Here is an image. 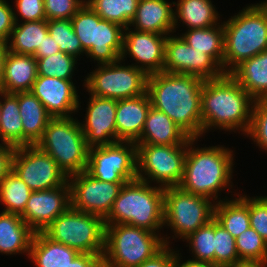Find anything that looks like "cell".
Here are the masks:
<instances>
[{"label":"cell","instance_id":"19","mask_svg":"<svg viewBox=\"0 0 267 267\" xmlns=\"http://www.w3.org/2000/svg\"><path fill=\"white\" fill-rule=\"evenodd\" d=\"M76 88L72 80L37 76L30 92L40 100L52 117H71L81 110Z\"/></svg>","mask_w":267,"mask_h":267},{"label":"cell","instance_id":"22","mask_svg":"<svg viewBox=\"0 0 267 267\" xmlns=\"http://www.w3.org/2000/svg\"><path fill=\"white\" fill-rule=\"evenodd\" d=\"M190 139L165 113L151 106L140 139L135 144L188 145Z\"/></svg>","mask_w":267,"mask_h":267},{"label":"cell","instance_id":"5","mask_svg":"<svg viewBox=\"0 0 267 267\" xmlns=\"http://www.w3.org/2000/svg\"><path fill=\"white\" fill-rule=\"evenodd\" d=\"M163 208L164 188L136 178L123 185L104 221L105 224H128L161 234Z\"/></svg>","mask_w":267,"mask_h":267},{"label":"cell","instance_id":"26","mask_svg":"<svg viewBox=\"0 0 267 267\" xmlns=\"http://www.w3.org/2000/svg\"><path fill=\"white\" fill-rule=\"evenodd\" d=\"M35 232L20 215L0 213V253L6 255L25 254L29 257Z\"/></svg>","mask_w":267,"mask_h":267},{"label":"cell","instance_id":"38","mask_svg":"<svg viewBox=\"0 0 267 267\" xmlns=\"http://www.w3.org/2000/svg\"><path fill=\"white\" fill-rule=\"evenodd\" d=\"M35 58L38 76L55 77L63 80H73L74 71L77 69L75 66L79 60L61 51L47 57Z\"/></svg>","mask_w":267,"mask_h":267},{"label":"cell","instance_id":"10","mask_svg":"<svg viewBox=\"0 0 267 267\" xmlns=\"http://www.w3.org/2000/svg\"><path fill=\"white\" fill-rule=\"evenodd\" d=\"M115 63L95 65L83 80L85 90L97 97L115 100L138 97L147 92L148 75L133 65Z\"/></svg>","mask_w":267,"mask_h":267},{"label":"cell","instance_id":"30","mask_svg":"<svg viewBox=\"0 0 267 267\" xmlns=\"http://www.w3.org/2000/svg\"><path fill=\"white\" fill-rule=\"evenodd\" d=\"M212 3L211 0L174 1V32L181 22L182 26L186 25L187 30L209 28L219 24L222 20H220L217 8Z\"/></svg>","mask_w":267,"mask_h":267},{"label":"cell","instance_id":"20","mask_svg":"<svg viewBox=\"0 0 267 267\" xmlns=\"http://www.w3.org/2000/svg\"><path fill=\"white\" fill-rule=\"evenodd\" d=\"M151 106L147 92L138 97L118 100L116 109L117 142L136 143L140 139Z\"/></svg>","mask_w":267,"mask_h":267},{"label":"cell","instance_id":"17","mask_svg":"<svg viewBox=\"0 0 267 267\" xmlns=\"http://www.w3.org/2000/svg\"><path fill=\"white\" fill-rule=\"evenodd\" d=\"M71 206L70 185L32 191L21 218L35 232H43Z\"/></svg>","mask_w":267,"mask_h":267},{"label":"cell","instance_id":"52","mask_svg":"<svg viewBox=\"0 0 267 267\" xmlns=\"http://www.w3.org/2000/svg\"><path fill=\"white\" fill-rule=\"evenodd\" d=\"M7 52H8L7 42L0 40V89L4 77V68H5Z\"/></svg>","mask_w":267,"mask_h":267},{"label":"cell","instance_id":"8","mask_svg":"<svg viewBox=\"0 0 267 267\" xmlns=\"http://www.w3.org/2000/svg\"><path fill=\"white\" fill-rule=\"evenodd\" d=\"M50 239L80 253L103 256L105 221L102 217L76 210L71 206L44 231Z\"/></svg>","mask_w":267,"mask_h":267},{"label":"cell","instance_id":"23","mask_svg":"<svg viewBox=\"0 0 267 267\" xmlns=\"http://www.w3.org/2000/svg\"><path fill=\"white\" fill-rule=\"evenodd\" d=\"M37 76V61L33 55L16 54L8 51L0 91L9 94L29 92Z\"/></svg>","mask_w":267,"mask_h":267},{"label":"cell","instance_id":"48","mask_svg":"<svg viewBox=\"0 0 267 267\" xmlns=\"http://www.w3.org/2000/svg\"><path fill=\"white\" fill-rule=\"evenodd\" d=\"M14 151V147L0 144V182L12 170Z\"/></svg>","mask_w":267,"mask_h":267},{"label":"cell","instance_id":"25","mask_svg":"<svg viewBox=\"0 0 267 267\" xmlns=\"http://www.w3.org/2000/svg\"><path fill=\"white\" fill-rule=\"evenodd\" d=\"M23 126V146L36 145L52 116L32 92L15 93Z\"/></svg>","mask_w":267,"mask_h":267},{"label":"cell","instance_id":"13","mask_svg":"<svg viewBox=\"0 0 267 267\" xmlns=\"http://www.w3.org/2000/svg\"><path fill=\"white\" fill-rule=\"evenodd\" d=\"M12 170L32 191L54 189L68 182L67 174L37 145L16 147Z\"/></svg>","mask_w":267,"mask_h":267},{"label":"cell","instance_id":"54","mask_svg":"<svg viewBox=\"0 0 267 267\" xmlns=\"http://www.w3.org/2000/svg\"><path fill=\"white\" fill-rule=\"evenodd\" d=\"M1 113H2V112H1V102H0V120H1Z\"/></svg>","mask_w":267,"mask_h":267},{"label":"cell","instance_id":"15","mask_svg":"<svg viewBox=\"0 0 267 267\" xmlns=\"http://www.w3.org/2000/svg\"><path fill=\"white\" fill-rule=\"evenodd\" d=\"M163 72L194 75L204 80L217 79L225 73L208 54L189 46L179 35H167Z\"/></svg>","mask_w":267,"mask_h":267},{"label":"cell","instance_id":"43","mask_svg":"<svg viewBox=\"0 0 267 267\" xmlns=\"http://www.w3.org/2000/svg\"><path fill=\"white\" fill-rule=\"evenodd\" d=\"M46 20L71 19L86 0H43Z\"/></svg>","mask_w":267,"mask_h":267},{"label":"cell","instance_id":"29","mask_svg":"<svg viewBox=\"0 0 267 267\" xmlns=\"http://www.w3.org/2000/svg\"><path fill=\"white\" fill-rule=\"evenodd\" d=\"M235 197V199H233ZM215 203L214 219L235 239L251 227L249 216V195L238 194ZM238 196V197H237ZM231 199V200H230Z\"/></svg>","mask_w":267,"mask_h":267},{"label":"cell","instance_id":"39","mask_svg":"<svg viewBox=\"0 0 267 267\" xmlns=\"http://www.w3.org/2000/svg\"><path fill=\"white\" fill-rule=\"evenodd\" d=\"M101 20V17L87 2L71 18L75 34L86 53L91 48L92 44H95L96 25Z\"/></svg>","mask_w":267,"mask_h":267},{"label":"cell","instance_id":"9","mask_svg":"<svg viewBox=\"0 0 267 267\" xmlns=\"http://www.w3.org/2000/svg\"><path fill=\"white\" fill-rule=\"evenodd\" d=\"M215 202L182 190L164 188V227L171 228L172 239L184 240L199 227L214 219Z\"/></svg>","mask_w":267,"mask_h":267},{"label":"cell","instance_id":"32","mask_svg":"<svg viewBox=\"0 0 267 267\" xmlns=\"http://www.w3.org/2000/svg\"><path fill=\"white\" fill-rule=\"evenodd\" d=\"M20 23V24H19ZM15 23L7 42L9 52L34 55L48 34L47 20Z\"/></svg>","mask_w":267,"mask_h":267},{"label":"cell","instance_id":"50","mask_svg":"<svg viewBox=\"0 0 267 267\" xmlns=\"http://www.w3.org/2000/svg\"><path fill=\"white\" fill-rule=\"evenodd\" d=\"M59 45L54 41L51 35L48 33L42 42V44L37 47L34 57H47L59 52Z\"/></svg>","mask_w":267,"mask_h":267},{"label":"cell","instance_id":"53","mask_svg":"<svg viewBox=\"0 0 267 267\" xmlns=\"http://www.w3.org/2000/svg\"><path fill=\"white\" fill-rule=\"evenodd\" d=\"M230 267H267V263L242 261Z\"/></svg>","mask_w":267,"mask_h":267},{"label":"cell","instance_id":"14","mask_svg":"<svg viewBox=\"0 0 267 267\" xmlns=\"http://www.w3.org/2000/svg\"><path fill=\"white\" fill-rule=\"evenodd\" d=\"M71 207L105 219L125 183H110L93 178L86 171L70 175Z\"/></svg>","mask_w":267,"mask_h":267},{"label":"cell","instance_id":"41","mask_svg":"<svg viewBox=\"0 0 267 267\" xmlns=\"http://www.w3.org/2000/svg\"><path fill=\"white\" fill-rule=\"evenodd\" d=\"M240 262L235 238L215 220V266L230 267Z\"/></svg>","mask_w":267,"mask_h":267},{"label":"cell","instance_id":"27","mask_svg":"<svg viewBox=\"0 0 267 267\" xmlns=\"http://www.w3.org/2000/svg\"><path fill=\"white\" fill-rule=\"evenodd\" d=\"M76 249L53 241L44 232L34 234L29 259L36 267H66L78 255Z\"/></svg>","mask_w":267,"mask_h":267},{"label":"cell","instance_id":"2","mask_svg":"<svg viewBox=\"0 0 267 267\" xmlns=\"http://www.w3.org/2000/svg\"><path fill=\"white\" fill-rule=\"evenodd\" d=\"M254 101L230 74L205 80L201 91L202 136L214 129L238 131L245 136L250 128Z\"/></svg>","mask_w":267,"mask_h":267},{"label":"cell","instance_id":"34","mask_svg":"<svg viewBox=\"0 0 267 267\" xmlns=\"http://www.w3.org/2000/svg\"><path fill=\"white\" fill-rule=\"evenodd\" d=\"M32 190L11 170L0 182L2 212L22 215Z\"/></svg>","mask_w":267,"mask_h":267},{"label":"cell","instance_id":"35","mask_svg":"<svg viewBox=\"0 0 267 267\" xmlns=\"http://www.w3.org/2000/svg\"><path fill=\"white\" fill-rule=\"evenodd\" d=\"M86 2L102 20L128 28L135 16L139 0H86Z\"/></svg>","mask_w":267,"mask_h":267},{"label":"cell","instance_id":"37","mask_svg":"<svg viewBox=\"0 0 267 267\" xmlns=\"http://www.w3.org/2000/svg\"><path fill=\"white\" fill-rule=\"evenodd\" d=\"M48 33L59 45V50L76 59L86 55L80 40L75 34L71 19L47 20Z\"/></svg>","mask_w":267,"mask_h":267},{"label":"cell","instance_id":"11","mask_svg":"<svg viewBox=\"0 0 267 267\" xmlns=\"http://www.w3.org/2000/svg\"><path fill=\"white\" fill-rule=\"evenodd\" d=\"M136 145L138 179L163 188L180 185L187 145Z\"/></svg>","mask_w":267,"mask_h":267},{"label":"cell","instance_id":"45","mask_svg":"<svg viewBox=\"0 0 267 267\" xmlns=\"http://www.w3.org/2000/svg\"><path fill=\"white\" fill-rule=\"evenodd\" d=\"M14 3L16 7L14 10L15 23L46 20L43 0H15ZM18 16L21 17V21Z\"/></svg>","mask_w":267,"mask_h":267},{"label":"cell","instance_id":"18","mask_svg":"<svg viewBox=\"0 0 267 267\" xmlns=\"http://www.w3.org/2000/svg\"><path fill=\"white\" fill-rule=\"evenodd\" d=\"M89 96L85 121H79L87 146L90 148L116 143V109L118 100L94 95Z\"/></svg>","mask_w":267,"mask_h":267},{"label":"cell","instance_id":"36","mask_svg":"<svg viewBox=\"0 0 267 267\" xmlns=\"http://www.w3.org/2000/svg\"><path fill=\"white\" fill-rule=\"evenodd\" d=\"M183 241L189 244L193 261L209 262L215 265V219L199 227Z\"/></svg>","mask_w":267,"mask_h":267},{"label":"cell","instance_id":"4","mask_svg":"<svg viewBox=\"0 0 267 267\" xmlns=\"http://www.w3.org/2000/svg\"><path fill=\"white\" fill-rule=\"evenodd\" d=\"M236 14L223 21L225 74L267 50V0L248 4Z\"/></svg>","mask_w":267,"mask_h":267},{"label":"cell","instance_id":"44","mask_svg":"<svg viewBox=\"0 0 267 267\" xmlns=\"http://www.w3.org/2000/svg\"><path fill=\"white\" fill-rule=\"evenodd\" d=\"M250 225L267 242V196H249Z\"/></svg>","mask_w":267,"mask_h":267},{"label":"cell","instance_id":"7","mask_svg":"<svg viewBox=\"0 0 267 267\" xmlns=\"http://www.w3.org/2000/svg\"><path fill=\"white\" fill-rule=\"evenodd\" d=\"M36 145L48 153L68 177L86 170L89 147L77 118L52 117Z\"/></svg>","mask_w":267,"mask_h":267},{"label":"cell","instance_id":"47","mask_svg":"<svg viewBox=\"0 0 267 267\" xmlns=\"http://www.w3.org/2000/svg\"><path fill=\"white\" fill-rule=\"evenodd\" d=\"M14 9L8 0H0V40L8 42L14 29Z\"/></svg>","mask_w":267,"mask_h":267},{"label":"cell","instance_id":"24","mask_svg":"<svg viewBox=\"0 0 267 267\" xmlns=\"http://www.w3.org/2000/svg\"><path fill=\"white\" fill-rule=\"evenodd\" d=\"M124 28L114 22L101 20L96 25L95 44L86 57L98 64H109L121 59Z\"/></svg>","mask_w":267,"mask_h":267},{"label":"cell","instance_id":"21","mask_svg":"<svg viewBox=\"0 0 267 267\" xmlns=\"http://www.w3.org/2000/svg\"><path fill=\"white\" fill-rule=\"evenodd\" d=\"M174 2L168 0H139L134 18L129 27L138 31L160 35L173 34Z\"/></svg>","mask_w":267,"mask_h":267},{"label":"cell","instance_id":"42","mask_svg":"<svg viewBox=\"0 0 267 267\" xmlns=\"http://www.w3.org/2000/svg\"><path fill=\"white\" fill-rule=\"evenodd\" d=\"M245 136L267 152V99L254 101L250 128Z\"/></svg>","mask_w":267,"mask_h":267},{"label":"cell","instance_id":"12","mask_svg":"<svg viewBox=\"0 0 267 267\" xmlns=\"http://www.w3.org/2000/svg\"><path fill=\"white\" fill-rule=\"evenodd\" d=\"M85 171L100 181H133L137 178V145L134 142L120 141L90 147Z\"/></svg>","mask_w":267,"mask_h":267},{"label":"cell","instance_id":"28","mask_svg":"<svg viewBox=\"0 0 267 267\" xmlns=\"http://www.w3.org/2000/svg\"><path fill=\"white\" fill-rule=\"evenodd\" d=\"M230 76L254 99H267V50L235 67Z\"/></svg>","mask_w":267,"mask_h":267},{"label":"cell","instance_id":"49","mask_svg":"<svg viewBox=\"0 0 267 267\" xmlns=\"http://www.w3.org/2000/svg\"><path fill=\"white\" fill-rule=\"evenodd\" d=\"M103 256L80 253L68 266L66 267H103Z\"/></svg>","mask_w":267,"mask_h":267},{"label":"cell","instance_id":"16","mask_svg":"<svg viewBox=\"0 0 267 267\" xmlns=\"http://www.w3.org/2000/svg\"><path fill=\"white\" fill-rule=\"evenodd\" d=\"M166 39L167 35L124 28L121 61L133 58L135 63L131 65L147 75L163 72Z\"/></svg>","mask_w":267,"mask_h":267},{"label":"cell","instance_id":"51","mask_svg":"<svg viewBox=\"0 0 267 267\" xmlns=\"http://www.w3.org/2000/svg\"><path fill=\"white\" fill-rule=\"evenodd\" d=\"M180 255V256H179ZM176 267H216L214 264L209 263V262H197L193 260H181L182 255L179 253Z\"/></svg>","mask_w":267,"mask_h":267},{"label":"cell","instance_id":"6","mask_svg":"<svg viewBox=\"0 0 267 267\" xmlns=\"http://www.w3.org/2000/svg\"><path fill=\"white\" fill-rule=\"evenodd\" d=\"M164 236L128 224H105L103 266H139L172 244L171 237Z\"/></svg>","mask_w":267,"mask_h":267},{"label":"cell","instance_id":"46","mask_svg":"<svg viewBox=\"0 0 267 267\" xmlns=\"http://www.w3.org/2000/svg\"><path fill=\"white\" fill-rule=\"evenodd\" d=\"M171 248L170 246L166 245L154 257L144 261L142 264L136 267H176L180 250L177 251L176 249L175 251L172 246Z\"/></svg>","mask_w":267,"mask_h":267},{"label":"cell","instance_id":"1","mask_svg":"<svg viewBox=\"0 0 267 267\" xmlns=\"http://www.w3.org/2000/svg\"><path fill=\"white\" fill-rule=\"evenodd\" d=\"M205 80L185 74L148 75L147 93L152 107L165 113L191 138L202 136L201 91Z\"/></svg>","mask_w":267,"mask_h":267},{"label":"cell","instance_id":"40","mask_svg":"<svg viewBox=\"0 0 267 267\" xmlns=\"http://www.w3.org/2000/svg\"><path fill=\"white\" fill-rule=\"evenodd\" d=\"M235 243L241 261L267 263V242L253 228L242 232Z\"/></svg>","mask_w":267,"mask_h":267},{"label":"cell","instance_id":"33","mask_svg":"<svg viewBox=\"0 0 267 267\" xmlns=\"http://www.w3.org/2000/svg\"><path fill=\"white\" fill-rule=\"evenodd\" d=\"M185 42L193 49L210 55L221 67L224 56V27L223 23L209 28L186 30L180 34Z\"/></svg>","mask_w":267,"mask_h":267},{"label":"cell","instance_id":"31","mask_svg":"<svg viewBox=\"0 0 267 267\" xmlns=\"http://www.w3.org/2000/svg\"><path fill=\"white\" fill-rule=\"evenodd\" d=\"M0 141L14 148L23 146V126L18 98L15 94L0 91Z\"/></svg>","mask_w":267,"mask_h":267},{"label":"cell","instance_id":"3","mask_svg":"<svg viewBox=\"0 0 267 267\" xmlns=\"http://www.w3.org/2000/svg\"><path fill=\"white\" fill-rule=\"evenodd\" d=\"M197 140L191 138L188 141L184 174L179 187L218 203L223 200L218 197L220 193L233 187L231 179L235 153L224 145L196 148Z\"/></svg>","mask_w":267,"mask_h":267}]
</instances>
